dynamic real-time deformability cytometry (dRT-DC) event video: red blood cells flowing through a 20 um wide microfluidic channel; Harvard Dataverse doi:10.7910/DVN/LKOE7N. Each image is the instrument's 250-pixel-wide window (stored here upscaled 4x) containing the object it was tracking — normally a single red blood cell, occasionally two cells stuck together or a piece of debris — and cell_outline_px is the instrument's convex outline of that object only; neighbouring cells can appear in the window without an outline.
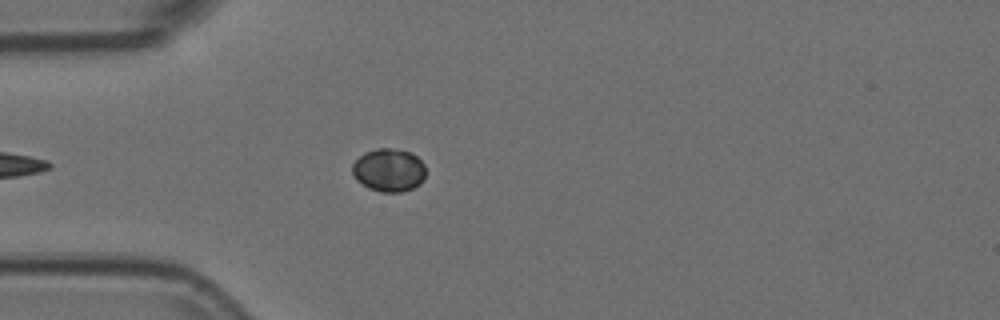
{"species": "Egyptian fruit bat (a non-hibernating species)", "species_latin": "Rousettus aegyptiacus", "temperature_condition": "room temperature", "stored_images_in_passage": 32, "camera_frame_rate_fps": 3000, "um_per_image_px": 0.085, "animal": {"sex": "female"}, "frame": {"image": 1, "passage_image": 8, "time_ms": 2.333, "image_size_px": [1000, 320], "cell_outline_px": [[424, 180], [420, 184], [412, 188], [400, 192], [380, 192], [368, 188], [356, 180], [352, 172], [352, 164], [364, 152], [376, 148], [392, 148], [412, 152], [424, 164]], "centroid_in_image_um": [33.04, 14.45], "position_along_channel_um": 52.0, "area_um2": 18.55}}
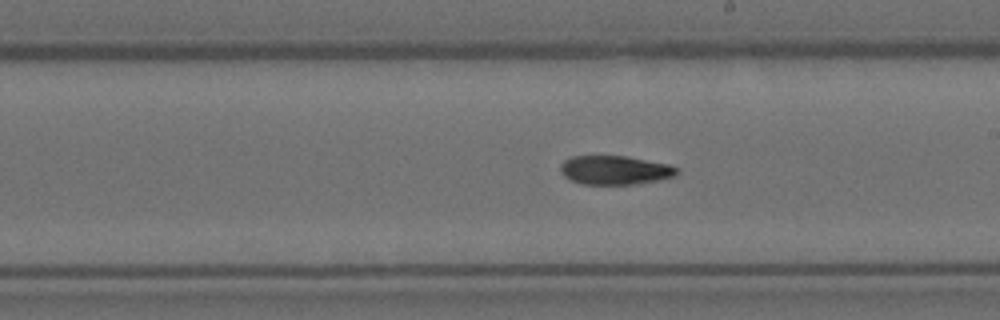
{"frame": {"image": 2, "passage_image": 20, "time_ms": 6.333, "image_size_px": [1000, 320], "cell_outline_px": [[680, 168], [676, 176], [636, 184], [580, 184], [564, 176], [560, 172], [560, 164], [564, 160], [572, 156], [628, 156], [668, 164]], "centroid_in_image_um": [52.27, 14.45], "position_along_channel_um": 236.7, "area_um2": 19.71}}
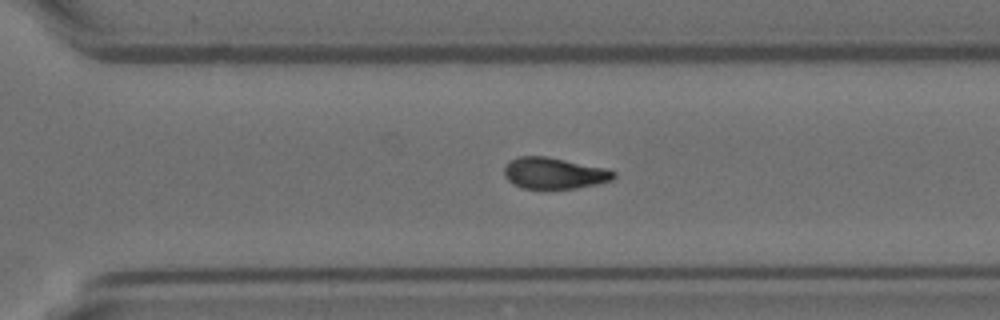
{"frame": {"image": 3, "passage_image": 27, "time_ms": 8.667, "image_size_px": [1000, 320], "cell_outline_px": [[616, 176], [612, 180], [596, 184], [576, 188], [544, 192], [524, 188], [512, 184], [504, 176], [504, 168], [508, 160], [520, 156], [548, 156], [604, 168], [616, 172]], "centroid_in_image_um": [47.05, 14.76], "position_along_channel_um": 323.6, "area_um2": 20.69}}